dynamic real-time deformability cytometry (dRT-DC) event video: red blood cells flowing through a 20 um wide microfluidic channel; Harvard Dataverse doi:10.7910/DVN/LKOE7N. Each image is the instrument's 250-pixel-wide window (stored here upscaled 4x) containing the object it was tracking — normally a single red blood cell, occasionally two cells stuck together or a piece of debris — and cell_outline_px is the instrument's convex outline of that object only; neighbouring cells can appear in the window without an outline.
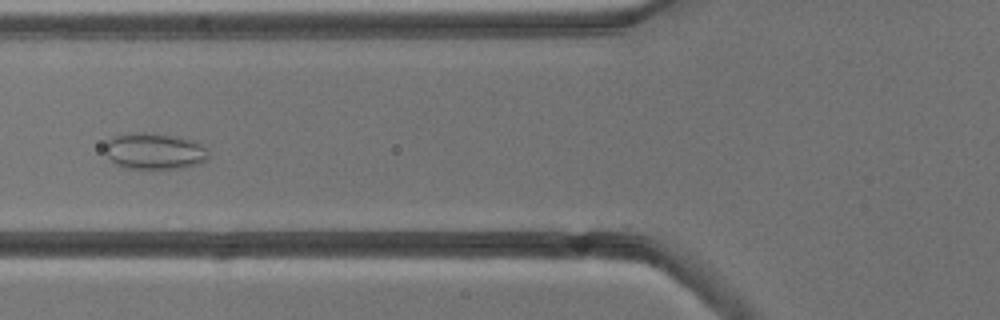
{"species": "common noctule bat (a hibernating species)", "species_latin": "Nyctalus noctula", "temperature_condition": "cold", "stored_images_in_passage": 5, "camera_frame_rate_fps": 3000, "um_per_image_px": 0.085, "animal": {"sex": "male", "body_mass_g": 13.3}, "frame": {"image": 1, "passage_image": 2, "time_ms": 1.333, "image_size_px": [1000, 320], "cell_outline_px": [[208, 160], [200, 164], [184, 168], [128, 168], [116, 164], [104, 152], [104, 144], [112, 136], [132, 132], [144, 132], [168, 136], [188, 140], [200, 144], [208, 148]], "centroid_in_image_um": [13.11, 12.86], "position_along_channel_um": 112.7, "area_um2": 21.79}}